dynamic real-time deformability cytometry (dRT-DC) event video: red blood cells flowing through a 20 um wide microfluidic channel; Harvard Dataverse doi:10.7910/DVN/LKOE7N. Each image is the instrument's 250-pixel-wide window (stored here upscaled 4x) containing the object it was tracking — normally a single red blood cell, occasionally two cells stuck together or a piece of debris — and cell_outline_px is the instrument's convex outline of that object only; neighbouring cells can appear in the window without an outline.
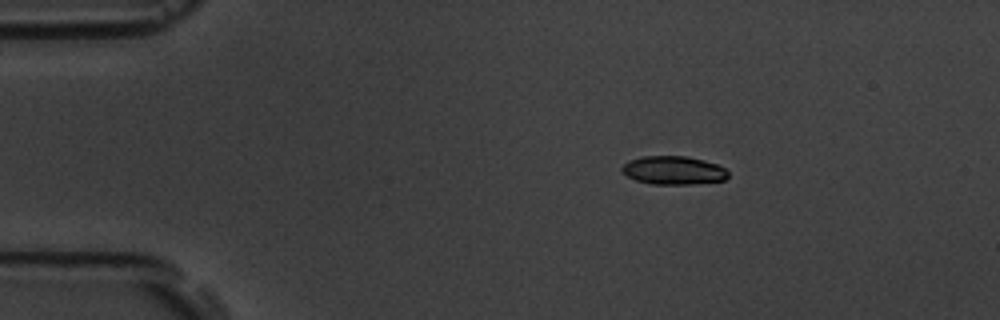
{"species": "common noctule bat (a hibernating species)", "species_latin": "Nyctalus noctula", "temperature_condition": "room temperature", "stored_images_in_passage": 46, "camera_frame_rate_fps": 3000, "um_per_image_px": 0.085, "animal": {"sex": "male", "body_mass_g": 19.5, "forearm_length_mm": 54.6}, "frame": {"image": 1, "passage_image": 1, "time_ms": 0.0, "image_size_px": [1000, 320], "cell_outline_px": [[728, 176], [724, 180], [692, 184], [652, 184], [636, 180], [628, 176], [620, 168], [628, 160], [644, 156], [684, 156], [704, 160], [716, 164], [724, 168], [728, 172]], "centroid_in_image_um": [57.24, 14.47], "position_along_channel_um": 27.8, "area_um2": 17.46}}
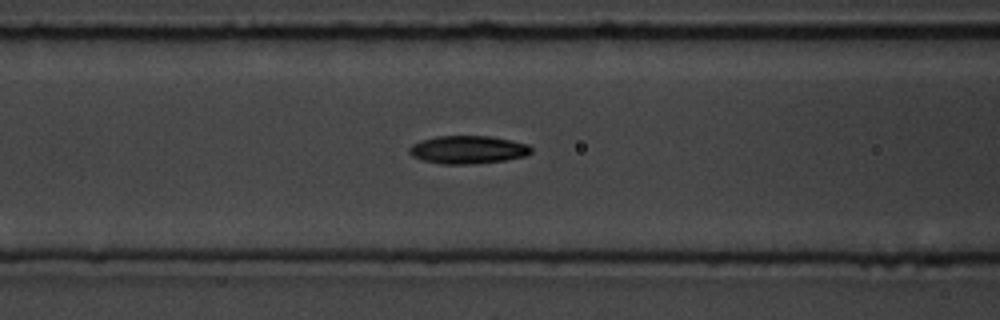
{"frame": {"image": 2, "passage_image": 14, "time_ms": 4.333, "image_size_px": [1000, 320], "cell_outline_px": [[532, 152], [524, 156], [504, 160], [468, 164], [444, 164], [424, 160], [412, 156], [408, 152], [408, 148], [412, 144], [420, 140], [436, 136], [492, 136], [512, 140], [528, 144], [532, 148]], "centroid_in_image_um": [39.76, 12.71], "position_along_channel_um": 126.8, "area_um2": 19.88}}
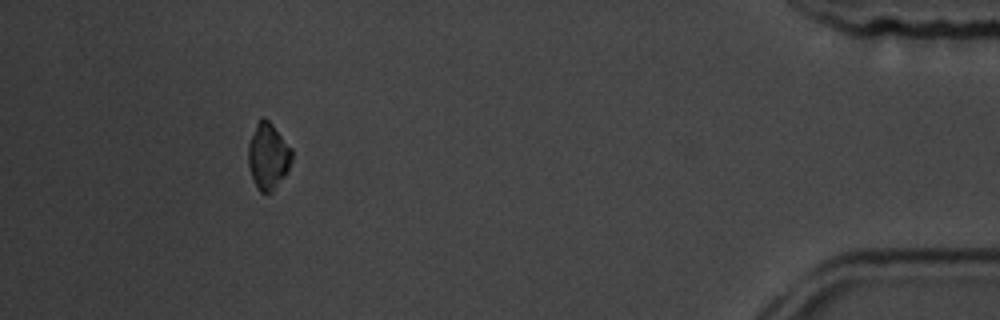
{"frame": {"image": 3, "passage_image": 42, "time_ms": 13.667, "image_size_px": [1000, 320], "cell_outline_px": [[292, 160], [284, 176], [268, 192], [260, 192], [256, 188], [248, 164], [248, 144], [256, 124], [264, 116], [272, 124], [292, 148]], "centroid_in_image_um": [22.78, 13.24], "position_along_channel_um": 412.4, "area_um2": 16.47}, "authors_computed_cell_mechanics": {"area_um2": 18.7561, "velocity_mm_per_s": 3.7217, "shape_relaxation_time_tau1_ms": 3.4488, "shape_relaxation_time_tau2_ms": null, "deformation_change_tau1": 0.1232, "deformation_change_tau2": null}}